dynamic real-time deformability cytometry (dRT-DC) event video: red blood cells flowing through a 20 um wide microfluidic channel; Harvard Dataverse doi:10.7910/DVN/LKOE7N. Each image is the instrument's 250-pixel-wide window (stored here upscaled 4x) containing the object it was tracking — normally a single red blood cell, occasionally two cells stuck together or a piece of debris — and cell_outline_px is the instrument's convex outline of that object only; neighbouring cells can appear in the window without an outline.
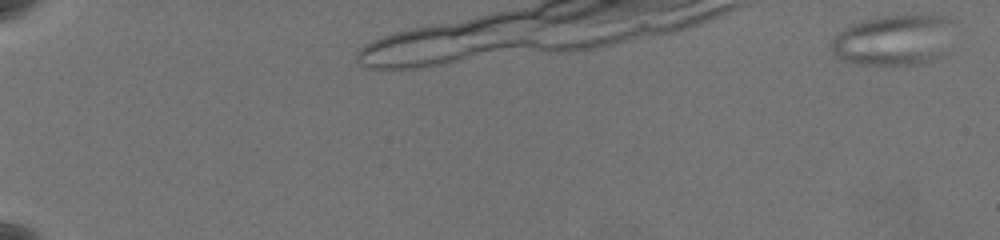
{"species": "common noctule bat (a hibernating species)", "species_latin": "Nyctalus noctula", "temperature_condition": "warm", "stored_images_in_passage": 11, "camera_frame_rate_fps": 3000, "um_per_image_px": 0.085, "animal": {"sex": "female", "body_mass_g": 19.5, "forearm_length_mm": 54.1}, "frame": {"image": 1, "passage_image": 1, "time_ms": 0.0, "image_size_px": [1000, 240], "cell_outline_px": [[952, 20], [940, 56], [924, 64], [856, 64], [840, 60], [832, 52], [832, 36], [844, 28], [852, 24], [864, 20], [884, 16], [944, 16]], "centroid_in_image_um": [75.85, 3.42], "position_along_channel_um": 9.2, "area_um2": 35.32}}